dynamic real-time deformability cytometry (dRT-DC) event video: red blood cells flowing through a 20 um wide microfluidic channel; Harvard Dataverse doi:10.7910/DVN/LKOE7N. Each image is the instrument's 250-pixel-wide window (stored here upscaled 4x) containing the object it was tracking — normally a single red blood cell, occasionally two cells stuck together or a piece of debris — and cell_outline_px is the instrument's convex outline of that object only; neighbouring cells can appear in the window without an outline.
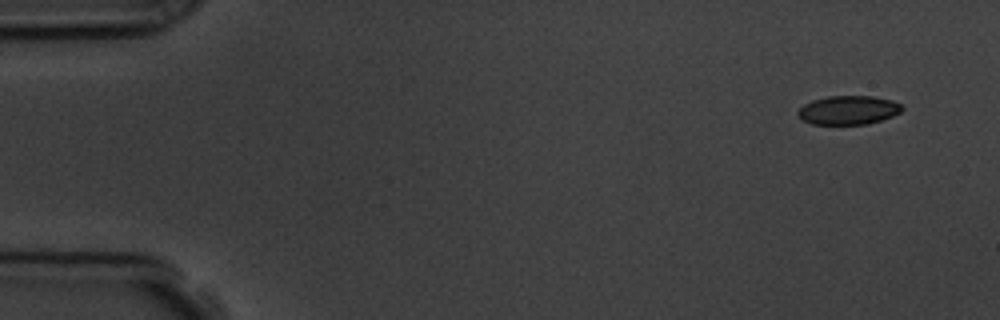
{"species": "common noctule bat (a hibernating species)", "species_latin": "Nyctalus noctula", "temperature_condition": "room temperature", "stored_images_in_passage": 5, "camera_frame_rate_fps": 3000, "um_per_image_px": 0.085, "animal": {"sex": "male", "body_mass_g": 19.5, "forearm_length_mm": 54.6}, "frame": {"image": 1, "passage_image": 1, "time_ms": 0.0, "image_size_px": [1000, 320], "cell_outline_px": [[904, 108], [900, 112], [892, 116], [868, 124], [812, 124], [804, 120], [796, 112], [804, 104], [812, 100], [828, 96], [872, 96], [892, 100], [900, 104]], "centroid_in_image_um": [72.12, 9.35], "position_along_channel_um": 12.9, "area_um2": 17.4}}
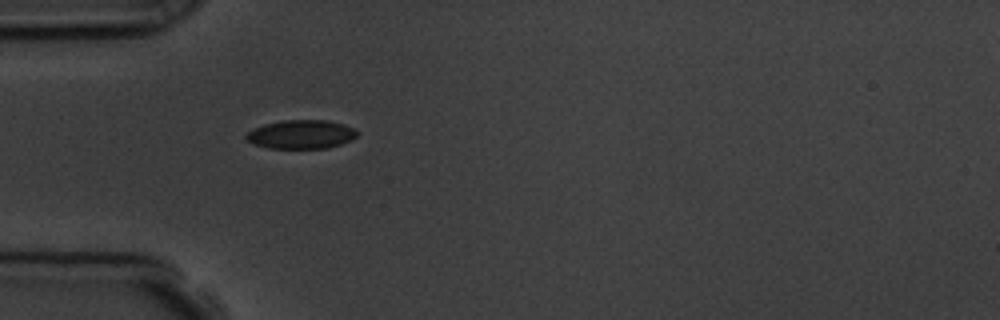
{"frame": {"image": 2, "passage_image": 5, "time_ms": 4.333, "image_size_px": [1000, 320], "cell_outline_px": [[360, 132], [352, 140], [328, 148], [268, 148], [252, 144], [244, 136], [248, 132], [264, 124], [284, 120], [324, 120], [344, 124], [356, 128]], "centroid_in_image_um": [25.64, 11.42], "position_along_channel_um": 59.4, "area_um2": 18.67}}